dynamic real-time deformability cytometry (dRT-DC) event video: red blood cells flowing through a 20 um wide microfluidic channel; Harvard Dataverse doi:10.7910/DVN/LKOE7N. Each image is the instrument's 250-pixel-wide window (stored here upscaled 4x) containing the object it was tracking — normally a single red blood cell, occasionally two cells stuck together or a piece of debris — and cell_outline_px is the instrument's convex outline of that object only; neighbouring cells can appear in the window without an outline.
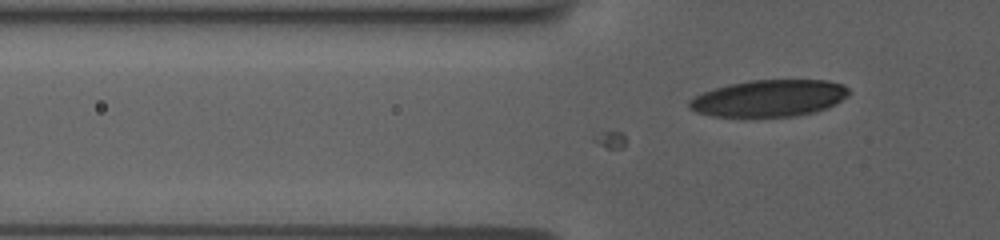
{"species": "human", "species_latin": "Homo sapiens", "temperature_condition": "room temperature", "stored_images_in_passage": 3, "camera_frame_rate_fps": 3000, "um_per_image_px": 0.085, "donor": {"sex": "female"}, "frame": {"image": 1, "passage_image": 3, "time_ms": 0.667, "image_size_px": [1000, 240], "cell_outline_px": [[848, 96], [828, 108], [816, 112], [796, 116], [712, 116], [696, 112], [688, 108], [688, 100], [704, 92], [728, 84], [748, 80], [828, 80], [844, 84], [848, 88]], "centroid_in_image_um": [65.39, 8.34], "position_along_channel_um": 60.4, "area_um2": 34.28}}